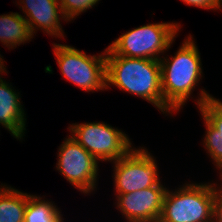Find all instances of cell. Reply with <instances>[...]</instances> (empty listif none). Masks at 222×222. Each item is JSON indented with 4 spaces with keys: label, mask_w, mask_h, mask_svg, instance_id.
<instances>
[{
    "label": "cell",
    "mask_w": 222,
    "mask_h": 222,
    "mask_svg": "<svg viewBox=\"0 0 222 222\" xmlns=\"http://www.w3.org/2000/svg\"><path fill=\"white\" fill-rule=\"evenodd\" d=\"M135 95L172 117L174 111L164 102L159 60L116 55L106 47V90L111 86Z\"/></svg>",
    "instance_id": "cell-1"
},
{
    "label": "cell",
    "mask_w": 222,
    "mask_h": 222,
    "mask_svg": "<svg viewBox=\"0 0 222 222\" xmlns=\"http://www.w3.org/2000/svg\"><path fill=\"white\" fill-rule=\"evenodd\" d=\"M193 39L191 34L187 35L173 56L166 54L159 60L163 100L176 113L188 99L194 98V89L204 75L201 54Z\"/></svg>",
    "instance_id": "cell-2"
},
{
    "label": "cell",
    "mask_w": 222,
    "mask_h": 222,
    "mask_svg": "<svg viewBox=\"0 0 222 222\" xmlns=\"http://www.w3.org/2000/svg\"><path fill=\"white\" fill-rule=\"evenodd\" d=\"M215 182L190 181L175 190L167 189L158 222H213Z\"/></svg>",
    "instance_id": "cell-3"
},
{
    "label": "cell",
    "mask_w": 222,
    "mask_h": 222,
    "mask_svg": "<svg viewBox=\"0 0 222 222\" xmlns=\"http://www.w3.org/2000/svg\"><path fill=\"white\" fill-rule=\"evenodd\" d=\"M181 26L174 21L145 24L123 33L108 47L118 56L160 60L175 42Z\"/></svg>",
    "instance_id": "cell-4"
},
{
    "label": "cell",
    "mask_w": 222,
    "mask_h": 222,
    "mask_svg": "<svg viewBox=\"0 0 222 222\" xmlns=\"http://www.w3.org/2000/svg\"><path fill=\"white\" fill-rule=\"evenodd\" d=\"M53 52L62 77L85 92L106 90V48L88 55L72 45L53 43Z\"/></svg>",
    "instance_id": "cell-5"
},
{
    "label": "cell",
    "mask_w": 222,
    "mask_h": 222,
    "mask_svg": "<svg viewBox=\"0 0 222 222\" xmlns=\"http://www.w3.org/2000/svg\"><path fill=\"white\" fill-rule=\"evenodd\" d=\"M67 129L98 162L116 161L134 147L125 131L105 122L72 123Z\"/></svg>",
    "instance_id": "cell-6"
},
{
    "label": "cell",
    "mask_w": 222,
    "mask_h": 222,
    "mask_svg": "<svg viewBox=\"0 0 222 222\" xmlns=\"http://www.w3.org/2000/svg\"><path fill=\"white\" fill-rule=\"evenodd\" d=\"M112 163L114 193L125 194L163 183L155 157L145 147H133Z\"/></svg>",
    "instance_id": "cell-7"
},
{
    "label": "cell",
    "mask_w": 222,
    "mask_h": 222,
    "mask_svg": "<svg viewBox=\"0 0 222 222\" xmlns=\"http://www.w3.org/2000/svg\"><path fill=\"white\" fill-rule=\"evenodd\" d=\"M55 168L84 195L97 190L99 162L70 135L58 148Z\"/></svg>",
    "instance_id": "cell-8"
},
{
    "label": "cell",
    "mask_w": 222,
    "mask_h": 222,
    "mask_svg": "<svg viewBox=\"0 0 222 222\" xmlns=\"http://www.w3.org/2000/svg\"><path fill=\"white\" fill-rule=\"evenodd\" d=\"M168 187L157 183L150 188L117 194L115 207L127 222H158Z\"/></svg>",
    "instance_id": "cell-9"
},
{
    "label": "cell",
    "mask_w": 222,
    "mask_h": 222,
    "mask_svg": "<svg viewBox=\"0 0 222 222\" xmlns=\"http://www.w3.org/2000/svg\"><path fill=\"white\" fill-rule=\"evenodd\" d=\"M16 3L21 8L22 16L29 24L32 35L37 30L52 36V38H64L65 32L62 27V20L67 22L63 15L58 0H18Z\"/></svg>",
    "instance_id": "cell-10"
},
{
    "label": "cell",
    "mask_w": 222,
    "mask_h": 222,
    "mask_svg": "<svg viewBox=\"0 0 222 222\" xmlns=\"http://www.w3.org/2000/svg\"><path fill=\"white\" fill-rule=\"evenodd\" d=\"M0 75V125L17 140L22 141L26 131V114L20 92ZM4 78V79H3Z\"/></svg>",
    "instance_id": "cell-11"
},
{
    "label": "cell",
    "mask_w": 222,
    "mask_h": 222,
    "mask_svg": "<svg viewBox=\"0 0 222 222\" xmlns=\"http://www.w3.org/2000/svg\"><path fill=\"white\" fill-rule=\"evenodd\" d=\"M34 36L25 17L18 12L0 15V42L10 49L30 42ZM15 47V48H14Z\"/></svg>",
    "instance_id": "cell-12"
},
{
    "label": "cell",
    "mask_w": 222,
    "mask_h": 222,
    "mask_svg": "<svg viewBox=\"0 0 222 222\" xmlns=\"http://www.w3.org/2000/svg\"><path fill=\"white\" fill-rule=\"evenodd\" d=\"M198 93L194 101L206 127L204 136H222V101L205 89Z\"/></svg>",
    "instance_id": "cell-13"
},
{
    "label": "cell",
    "mask_w": 222,
    "mask_h": 222,
    "mask_svg": "<svg viewBox=\"0 0 222 222\" xmlns=\"http://www.w3.org/2000/svg\"><path fill=\"white\" fill-rule=\"evenodd\" d=\"M27 193L7 184L0 185V222H24Z\"/></svg>",
    "instance_id": "cell-14"
},
{
    "label": "cell",
    "mask_w": 222,
    "mask_h": 222,
    "mask_svg": "<svg viewBox=\"0 0 222 222\" xmlns=\"http://www.w3.org/2000/svg\"><path fill=\"white\" fill-rule=\"evenodd\" d=\"M59 209L53 201L27 193L24 222H64Z\"/></svg>",
    "instance_id": "cell-15"
},
{
    "label": "cell",
    "mask_w": 222,
    "mask_h": 222,
    "mask_svg": "<svg viewBox=\"0 0 222 222\" xmlns=\"http://www.w3.org/2000/svg\"><path fill=\"white\" fill-rule=\"evenodd\" d=\"M67 22L92 9L100 0H58Z\"/></svg>",
    "instance_id": "cell-16"
},
{
    "label": "cell",
    "mask_w": 222,
    "mask_h": 222,
    "mask_svg": "<svg viewBox=\"0 0 222 222\" xmlns=\"http://www.w3.org/2000/svg\"><path fill=\"white\" fill-rule=\"evenodd\" d=\"M203 147L217 170L222 166V136H203Z\"/></svg>",
    "instance_id": "cell-17"
},
{
    "label": "cell",
    "mask_w": 222,
    "mask_h": 222,
    "mask_svg": "<svg viewBox=\"0 0 222 222\" xmlns=\"http://www.w3.org/2000/svg\"><path fill=\"white\" fill-rule=\"evenodd\" d=\"M188 6L198 7L206 10H220L222 9L221 0H181Z\"/></svg>",
    "instance_id": "cell-18"
},
{
    "label": "cell",
    "mask_w": 222,
    "mask_h": 222,
    "mask_svg": "<svg viewBox=\"0 0 222 222\" xmlns=\"http://www.w3.org/2000/svg\"><path fill=\"white\" fill-rule=\"evenodd\" d=\"M213 222H222V191L218 189L213 204Z\"/></svg>",
    "instance_id": "cell-19"
},
{
    "label": "cell",
    "mask_w": 222,
    "mask_h": 222,
    "mask_svg": "<svg viewBox=\"0 0 222 222\" xmlns=\"http://www.w3.org/2000/svg\"><path fill=\"white\" fill-rule=\"evenodd\" d=\"M5 60L3 59V56L0 54V75L6 73L8 74V71L6 70V66L4 65Z\"/></svg>",
    "instance_id": "cell-20"
},
{
    "label": "cell",
    "mask_w": 222,
    "mask_h": 222,
    "mask_svg": "<svg viewBox=\"0 0 222 222\" xmlns=\"http://www.w3.org/2000/svg\"><path fill=\"white\" fill-rule=\"evenodd\" d=\"M218 171H219V178H220V181L222 182V166L221 167H219L218 169H217ZM215 185H216V188L219 190V191H222V183H221V185L219 186L218 184H217V182L215 183Z\"/></svg>",
    "instance_id": "cell-21"
}]
</instances>
